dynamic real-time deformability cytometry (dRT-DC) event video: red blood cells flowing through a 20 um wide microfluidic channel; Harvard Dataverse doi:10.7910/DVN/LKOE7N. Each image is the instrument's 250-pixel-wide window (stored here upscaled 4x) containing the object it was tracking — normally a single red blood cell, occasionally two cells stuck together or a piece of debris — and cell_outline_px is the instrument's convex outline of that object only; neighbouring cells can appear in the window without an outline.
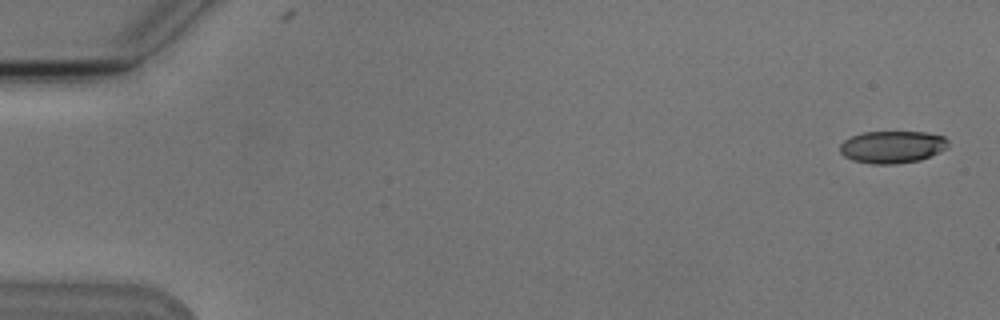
{"species": "Egyptian fruit bat (a non-hibernating species)", "species_latin": "Rousettus aegyptiacus", "temperature_condition": "cold", "stored_images_in_passage": 8, "camera_frame_rate_fps": 3000, "um_per_image_px": 0.085, "animal": {"sex": "male"}, "frame": {"image": 1, "passage_image": 1, "time_ms": 0.0, "image_size_px": [1000, 320], "cell_outline_px": [[948, 148], [920, 160], [896, 164], [872, 164], [852, 160], [844, 156], [840, 152], [840, 144], [844, 140], [860, 132], [924, 132], [944, 136], [948, 140]], "centroid_in_image_um": [75.84, 12.49], "position_along_channel_um": 9.2, "area_um2": 20.46}}
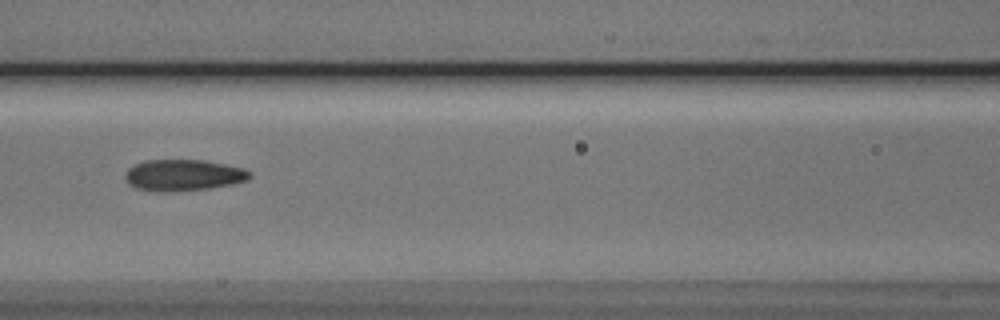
{"frame": {"image": 2, "passage_image": 7, "time_ms": 7.667, "image_size_px": [1000, 320], "cell_outline_px": [[252, 176], [248, 180], [232, 184], [208, 188], [176, 192], [156, 192], [136, 188], [128, 184], [124, 176], [128, 168], [144, 160], [204, 160], [244, 168], [252, 172]], "centroid_in_image_um": [15.58, 14.9], "position_along_channel_um": 151.0, "area_um2": 23.0}}
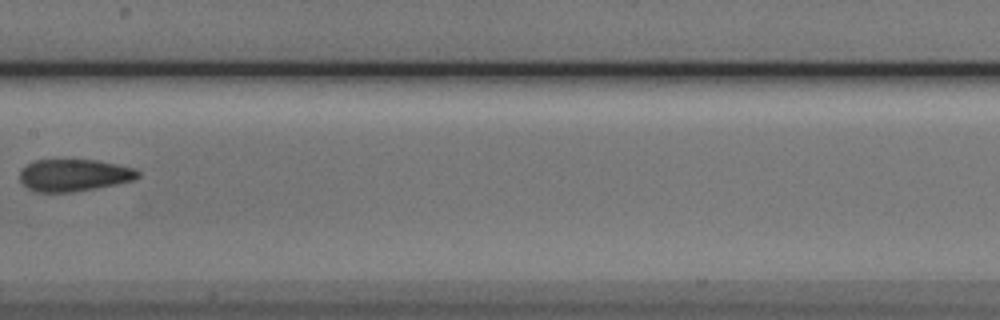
{"frame": {"image": 3, "passage_image": 8, "time_ms": 9.0, "image_size_px": [1000, 320], "cell_outline_px": [[140, 176], [136, 180], [96, 188], [72, 192], [36, 192], [28, 188], [20, 180], [20, 172], [28, 164], [36, 160], [96, 160], [136, 168], [140, 172]], "centroid_in_image_um": [6.34, 14.89], "position_along_channel_um": 201.1, "area_um2": 22.08}}